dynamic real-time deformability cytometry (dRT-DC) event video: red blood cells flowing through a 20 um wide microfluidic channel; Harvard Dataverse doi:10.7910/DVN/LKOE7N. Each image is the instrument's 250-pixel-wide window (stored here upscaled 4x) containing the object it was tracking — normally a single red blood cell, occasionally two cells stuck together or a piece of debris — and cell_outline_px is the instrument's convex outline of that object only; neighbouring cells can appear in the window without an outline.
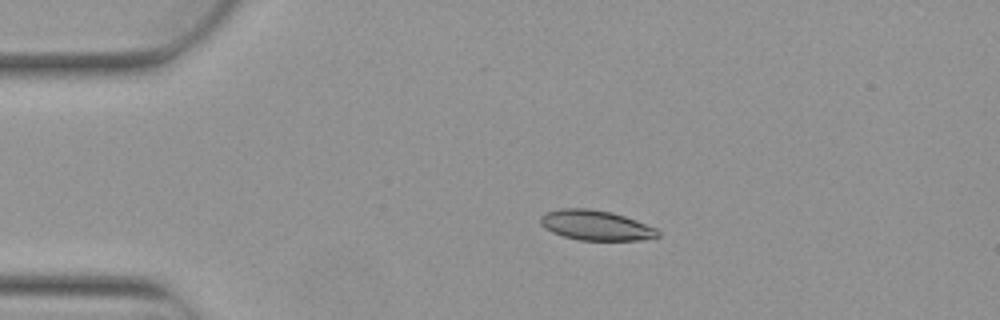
{"species": "Egyptian fruit bat (a non-hibernating species)", "species_latin": "Rousettus aegyptiacus", "temperature_condition": "warm", "stored_images_in_passage": 3, "camera_frame_rate_fps": 3000, "um_per_image_px": 0.085, "animal": {"sex": "female"}, "frame": {"image": 1, "passage_image": 3, "time_ms": 0.667, "image_size_px": [1000, 320], "cell_outline_px": [[660, 236], [640, 240], [580, 240], [564, 236], [552, 232], [544, 228], [540, 224], [540, 216], [544, 212], [560, 208], [588, 208], [612, 212], [636, 220], [656, 228], [660, 232]], "centroid_in_image_um": [50.62, 19.14], "position_along_channel_um": 34.4, "area_um2": 20.63}}